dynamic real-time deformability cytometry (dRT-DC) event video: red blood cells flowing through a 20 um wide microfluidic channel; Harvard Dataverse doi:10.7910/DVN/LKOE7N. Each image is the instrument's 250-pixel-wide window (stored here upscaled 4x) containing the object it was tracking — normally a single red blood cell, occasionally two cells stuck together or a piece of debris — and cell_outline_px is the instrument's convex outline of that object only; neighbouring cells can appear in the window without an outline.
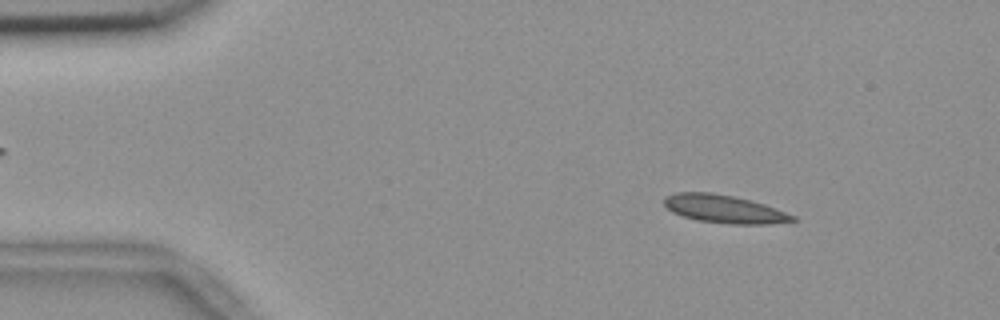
{"species": "common noctule bat (a hibernating species)", "species_latin": "Nyctalus noctula", "temperature_condition": "room temperature", "stored_images_in_passage": 54, "camera_frame_rate_fps": 3000, "um_per_image_px": 0.085, "animal": {"sex": "female", "body_mass_g": 18.4}, "frame": {"image": 1, "passage_image": 7, "time_ms": 2.0, "image_size_px": [1000, 320], "cell_outline_px": [[796, 220], [768, 224], [732, 224], [696, 220], [672, 212], [664, 204], [664, 200], [668, 196], [676, 192], [712, 192], [732, 196], [764, 204], [796, 216]], "centroid_in_image_um": [61.55, 17.76], "position_along_channel_um": 23.4, "area_um2": 20.69}}
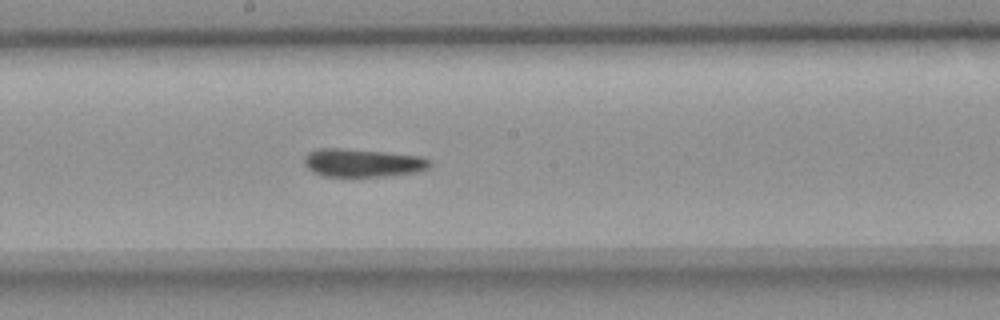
{"frame": {"image": 2, "passage_image": 29, "time_ms": 9.333, "image_size_px": [1000, 320], "cell_outline_px": [[432, 164], [428, 168], [416, 172], [352, 180], [324, 176], [312, 172], [304, 164], [304, 156], [308, 152], [320, 148], [344, 148], [384, 152], [420, 156], [428, 160]], "centroid_in_image_um": [30.75, 13.88], "position_along_channel_um": 217.5, "area_um2": 21.39}}
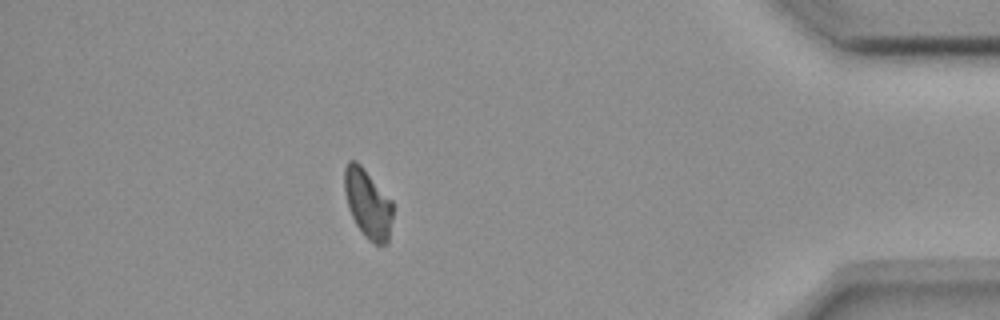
{"frame": {"image": 3, "passage_image": 48, "time_ms": 15.667, "image_size_px": [1000, 320], "cell_outline_px": [[392, 216], [388, 244], [376, 244], [368, 240], [364, 236], [356, 224], [348, 208], [344, 192], [344, 168], [348, 160], [356, 160], [360, 164], [392, 200]], "centroid_in_image_um": [31.25, 17.3], "position_along_channel_um": 404.0, "area_um2": 19.48}, "authors_computed_cell_mechanics": {"area_um2": 20.6635, "velocity_mm_per_s": 3.6608, "shape_relaxation_time_tau1_ms": null, "shape_relaxation_time_tau2_ms": 3.8335, "deformation_change_tau1": null, "deformation_change_tau2": 0.0637}}